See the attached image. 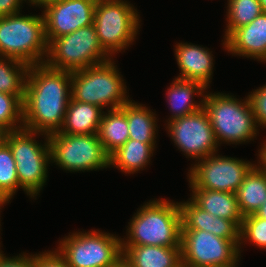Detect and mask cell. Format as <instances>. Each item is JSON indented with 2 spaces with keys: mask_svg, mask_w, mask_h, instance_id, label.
I'll return each instance as SVG.
<instances>
[{
  "mask_svg": "<svg viewBox=\"0 0 266 267\" xmlns=\"http://www.w3.org/2000/svg\"><path fill=\"white\" fill-rule=\"evenodd\" d=\"M71 98V72L45 63L30 65L25 82L23 129L50 135L59 132Z\"/></svg>",
  "mask_w": 266,
  "mask_h": 267,
  "instance_id": "1",
  "label": "cell"
},
{
  "mask_svg": "<svg viewBox=\"0 0 266 267\" xmlns=\"http://www.w3.org/2000/svg\"><path fill=\"white\" fill-rule=\"evenodd\" d=\"M128 222L122 246L181 247L182 216L178 202L156 199L146 202Z\"/></svg>",
  "mask_w": 266,
  "mask_h": 267,
  "instance_id": "2",
  "label": "cell"
},
{
  "mask_svg": "<svg viewBox=\"0 0 266 267\" xmlns=\"http://www.w3.org/2000/svg\"><path fill=\"white\" fill-rule=\"evenodd\" d=\"M234 97L222 92L205 93L203 108L219 146L248 143L260 130L248 95L242 101Z\"/></svg>",
  "mask_w": 266,
  "mask_h": 267,
  "instance_id": "3",
  "label": "cell"
},
{
  "mask_svg": "<svg viewBox=\"0 0 266 267\" xmlns=\"http://www.w3.org/2000/svg\"><path fill=\"white\" fill-rule=\"evenodd\" d=\"M48 52L43 14L0 17V57L42 64Z\"/></svg>",
  "mask_w": 266,
  "mask_h": 267,
  "instance_id": "4",
  "label": "cell"
},
{
  "mask_svg": "<svg viewBox=\"0 0 266 267\" xmlns=\"http://www.w3.org/2000/svg\"><path fill=\"white\" fill-rule=\"evenodd\" d=\"M113 60L71 72V98L107 110L126 104L130 99L125 79Z\"/></svg>",
  "mask_w": 266,
  "mask_h": 267,
  "instance_id": "5",
  "label": "cell"
},
{
  "mask_svg": "<svg viewBox=\"0 0 266 267\" xmlns=\"http://www.w3.org/2000/svg\"><path fill=\"white\" fill-rule=\"evenodd\" d=\"M37 135H44V144L36 141ZM2 139L9 145L16 162L20 189L34 199L48 177L47 167L51 162L48 135L21 129L4 132Z\"/></svg>",
  "mask_w": 266,
  "mask_h": 267,
  "instance_id": "6",
  "label": "cell"
},
{
  "mask_svg": "<svg viewBox=\"0 0 266 267\" xmlns=\"http://www.w3.org/2000/svg\"><path fill=\"white\" fill-rule=\"evenodd\" d=\"M138 13L126 0H97L93 25L102 48L111 57L135 41L141 26Z\"/></svg>",
  "mask_w": 266,
  "mask_h": 267,
  "instance_id": "7",
  "label": "cell"
},
{
  "mask_svg": "<svg viewBox=\"0 0 266 267\" xmlns=\"http://www.w3.org/2000/svg\"><path fill=\"white\" fill-rule=\"evenodd\" d=\"M101 46L94 25L77 29L48 44L45 64L53 69L75 72L112 59Z\"/></svg>",
  "mask_w": 266,
  "mask_h": 267,
  "instance_id": "8",
  "label": "cell"
},
{
  "mask_svg": "<svg viewBox=\"0 0 266 267\" xmlns=\"http://www.w3.org/2000/svg\"><path fill=\"white\" fill-rule=\"evenodd\" d=\"M56 250L69 267H113L122 258L121 237L98 230L69 233Z\"/></svg>",
  "mask_w": 266,
  "mask_h": 267,
  "instance_id": "9",
  "label": "cell"
},
{
  "mask_svg": "<svg viewBox=\"0 0 266 267\" xmlns=\"http://www.w3.org/2000/svg\"><path fill=\"white\" fill-rule=\"evenodd\" d=\"M48 141L51 162L62 170L88 172L110 168V155L97 133L73 135L56 132L48 135Z\"/></svg>",
  "mask_w": 266,
  "mask_h": 267,
  "instance_id": "10",
  "label": "cell"
},
{
  "mask_svg": "<svg viewBox=\"0 0 266 267\" xmlns=\"http://www.w3.org/2000/svg\"><path fill=\"white\" fill-rule=\"evenodd\" d=\"M239 243L204 230L182 229V267L228 266L239 262Z\"/></svg>",
  "mask_w": 266,
  "mask_h": 267,
  "instance_id": "11",
  "label": "cell"
},
{
  "mask_svg": "<svg viewBox=\"0 0 266 267\" xmlns=\"http://www.w3.org/2000/svg\"><path fill=\"white\" fill-rule=\"evenodd\" d=\"M192 165L187 175L191 189L236 193L245 176L256 164L215 153Z\"/></svg>",
  "mask_w": 266,
  "mask_h": 267,
  "instance_id": "12",
  "label": "cell"
},
{
  "mask_svg": "<svg viewBox=\"0 0 266 267\" xmlns=\"http://www.w3.org/2000/svg\"><path fill=\"white\" fill-rule=\"evenodd\" d=\"M165 128L175 147L187 155V158L198 161L218 151L219 145L204 108L168 121Z\"/></svg>",
  "mask_w": 266,
  "mask_h": 267,
  "instance_id": "13",
  "label": "cell"
},
{
  "mask_svg": "<svg viewBox=\"0 0 266 267\" xmlns=\"http://www.w3.org/2000/svg\"><path fill=\"white\" fill-rule=\"evenodd\" d=\"M96 3L97 0H62L43 9L47 43L92 25Z\"/></svg>",
  "mask_w": 266,
  "mask_h": 267,
  "instance_id": "14",
  "label": "cell"
},
{
  "mask_svg": "<svg viewBox=\"0 0 266 267\" xmlns=\"http://www.w3.org/2000/svg\"><path fill=\"white\" fill-rule=\"evenodd\" d=\"M223 47L233 55L266 62V13L250 24L235 29L223 41Z\"/></svg>",
  "mask_w": 266,
  "mask_h": 267,
  "instance_id": "15",
  "label": "cell"
},
{
  "mask_svg": "<svg viewBox=\"0 0 266 267\" xmlns=\"http://www.w3.org/2000/svg\"><path fill=\"white\" fill-rule=\"evenodd\" d=\"M175 59L181 73L175 77L182 80H190L202 83L207 89L211 83L214 59L207 47L197 46L191 43H177L175 46Z\"/></svg>",
  "mask_w": 266,
  "mask_h": 267,
  "instance_id": "16",
  "label": "cell"
},
{
  "mask_svg": "<svg viewBox=\"0 0 266 267\" xmlns=\"http://www.w3.org/2000/svg\"><path fill=\"white\" fill-rule=\"evenodd\" d=\"M182 216V229L204 230L217 237L240 241V227L233 221L214 216L202 210L190 198L179 202Z\"/></svg>",
  "mask_w": 266,
  "mask_h": 267,
  "instance_id": "17",
  "label": "cell"
},
{
  "mask_svg": "<svg viewBox=\"0 0 266 267\" xmlns=\"http://www.w3.org/2000/svg\"><path fill=\"white\" fill-rule=\"evenodd\" d=\"M122 258L131 267H182L181 247L122 246Z\"/></svg>",
  "mask_w": 266,
  "mask_h": 267,
  "instance_id": "18",
  "label": "cell"
},
{
  "mask_svg": "<svg viewBox=\"0 0 266 267\" xmlns=\"http://www.w3.org/2000/svg\"><path fill=\"white\" fill-rule=\"evenodd\" d=\"M170 84L166 100L172 113L167 122L196 113L203 108L207 88L202 83L175 78ZM195 94L202 97L199 103L194 101Z\"/></svg>",
  "mask_w": 266,
  "mask_h": 267,
  "instance_id": "19",
  "label": "cell"
},
{
  "mask_svg": "<svg viewBox=\"0 0 266 267\" xmlns=\"http://www.w3.org/2000/svg\"><path fill=\"white\" fill-rule=\"evenodd\" d=\"M190 199L202 210L214 216L233 220L239 227L243 215L238 206L236 193L209 189H191Z\"/></svg>",
  "mask_w": 266,
  "mask_h": 267,
  "instance_id": "20",
  "label": "cell"
},
{
  "mask_svg": "<svg viewBox=\"0 0 266 267\" xmlns=\"http://www.w3.org/2000/svg\"><path fill=\"white\" fill-rule=\"evenodd\" d=\"M104 109L70 98L59 133L87 135L98 133Z\"/></svg>",
  "mask_w": 266,
  "mask_h": 267,
  "instance_id": "21",
  "label": "cell"
},
{
  "mask_svg": "<svg viewBox=\"0 0 266 267\" xmlns=\"http://www.w3.org/2000/svg\"><path fill=\"white\" fill-rule=\"evenodd\" d=\"M127 116L129 139L146 144H156L157 117L148 107L129 100L120 108Z\"/></svg>",
  "mask_w": 266,
  "mask_h": 267,
  "instance_id": "22",
  "label": "cell"
},
{
  "mask_svg": "<svg viewBox=\"0 0 266 267\" xmlns=\"http://www.w3.org/2000/svg\"><path fill=\"white\" fill-rule=\"evenodd\" d=\"M155 147V144L128 139L124 145L110 155V166L112 168L115 166L125 174L138 173L151 162Z\"/></svg>",
  "mask_w": 266,
  "mask_h": 267,
  "instance_id": "23",
  "label": "cell"
},
{
  "mask_svg": "<svg viewBox=\"0 0 266 267\" xmlns=\"http://www.w3.org/2000/svg\"><path fill=\"white\" fill-rule=\"evenodd\" d=\"M236 195L243 217L256 213L266 201V173L255 165L245 176Z\"/></svg>",
  "mask_w": 266,
  "mask_h": 267,
  "instance_id": "24",
  "label": "cell"
},
{
  "mask_svg": "<svg viewBox=\"0 0 266 267\" xmlns=\"http://www.w3.org/2000/svg\"><path fill=\"white\" fill-rule=\"evenodd\" d=\"M97 134L104 149L111 155L129 139L126 114L121 109L104 112Z\"/></svg>",
  "mask_w": 266,
  "mask_h": 267,
  "instance_id": "25",
  "label": "cell"
},
{
  "mask_svg": "<svg viewBox=\"0 0 266 267\" xmlns=\"http://www.w3.org/2000/svg\"><path fill=\"white\" fill-rule=\"evenodd\" d=\"M28 68L20 60L0 57V92L24 95Z\"/></svg>",
  "mask_w": 266,
  "mask_h": 267,
  "instance_id": "26",
  "label": "cell"
},
{
  "mask_svg": "<svg viewBox=\"0 0 266 267\" xmlns=\"http://www.w3.org/2000/svg\"><path fill=\"white\" fill-rule=\"evenodd\" d=\"M225 39L237 28L250 24L263 13L259 0H227Z\"/></svg>",
  "mask_w": 266,
  "mask_h": 267,
  "instance_id": "27",
  "label": "cell"
},
{
  "mask_svg": "<svg viewBox=\"0 0 266 267\" xmlns=\"http://www.w3.org/2000/svg\"><path fill=\"white\" fill-rule=\"evenodd\" d=\"M23 99L24 95L0 92V130L3 133L23 129Z\"/></svg>",
  "mask_w": 266,
  "mask_h": 267,
  "instance_id": "28",
  "label": "cell"
},
{
  "mask_svg": "<svg viewBox=\"0 0 266 267\" xmlns=\"http://www.w3.org/2000/svg\"><path fill=\"white\" fill-rule=\"evenodd\" d=\"M20 188L16 162L9 145L0 140V192L10 201Z\"/></svg>",
  "mask_w": 266,
  "mask_h": 267,
  "instance_id": "29",
  "label": "cell"
},
{
  "mask_svg": "<svg viewBox=\"0 0 266 267\" xmlns=\"http://www.w3.org/2000/svg\"><path fill=\"white\" fill-rule=\"evenodd\" d=\"M252 245L266 249V219L257 217L255 214L245 216L240 227L239 254L241 246L246 241ZM244 241V242H243ZM242 244V245H241Z\"/></svg>",
  "mask_w": 266,
  "mask_h": 267,
  "instance_id": "30",
  "label": "cell"
},
{
  "mask_svg": "<svg viewBox=\"0 0 266 267\" xmlns=\"http://www.w3.org/2000/svg\"><path fill=\"white\" fill-rule=\"evenodd\" d=\"M252 109L255 114L256 122L261 128H266V84L259 89H255L248 95Z\"/></svg>",
  "mask_w": 266,
  "mask_h": 267,
  "instance_id": "31",
  "label": "cell"
},
{
  "mask_svg": "<svg viewBox=\"0 0 266 267\" xmlns=\"http://www.w3.org/2000/svg\"><path fill=\"white\" fill-rule=\"evenodd\" d=\"M34 267H69L67 261L55 250L35 254Z\"/></svg>",
  "mask_w": 266,
  "mask_h": 267,
  "instance_id": "32",
  "label": "cell"
},
{
  "mask_svg": "<svg viewBox=\"0 0 266 267\" xmlns=\"http://www.w3.org/2000/svg\"><path fill=\"white\" fill-rule=\"evenodd\" d=\"M27 254V255H26ZM35 254L22 253L8 257L4 254L0 258V267H34Z\"/></svg>",
  "mask_w": 266,
  "mask_h": 267,
  "instance_id": "33",
  "label": "cell"
},
{
  "mask_svg": "<svg viewBox=\"0 0 266 267\" xmlns=\"http://www.w3.org/2000/svg\"><path fill=\"white\" fill-rule=\"evenodd\" d=\"M26 0H0V17L20 13Z\"/></svg>",
  "mask_w": 266,
  "mask_h": 267,
  "instance_id": "34",
  "label": "cell"
},
{
  "mask_svg": "<svg viewBox=\"0 0 266 267\" xmlns=\"http://www.w3.org/2000/svg\"><path fill=\"white\" fill-rule=\"evenodd\" d=\"M258 153L259 162H257L258 164L256 166L266 173V141L263 142Z\"/></svg>",
  "mask_w": 266,
  "mask_h": 267,
  "instance_id": "35",
  "label": "cell"
},
{
  "mask_svg": "<svg viewBox=\"0 0 266 267\" xmlns=\"http://www.w3.org/2000/svg\"><path fill=\"white\" fill-rule=\"evenodd\" d=\"M60 1L62 0H27V2L30 3V6H38L39 8L41 7L43 9Z\"/></svg>",
  "mask_w": 266,
  "mask_h": 267,
  "instance_id": "36",
  "label": "cell"
},
{
  "mask_svg": "<svg viewBox=\"0 0 266 267\" xmlns=\"http://www.w3.org/2000/svg\"><path fill=\"white\" fill-rule=\"evenodd\" d=\"M254 214L257 217L266 219V201L261 205V207Z\"/></svg>",
  "mask_w": 266,
  "mask_h": 267,
  "instance_id": "37",
  "label": "cell"
},
{
  "mask_svg": "<svg viewBox=\"0 0 266 267\" xmlns=\"http://www.w3.org/2000/svg\"><path fill=\"white\" fill-rule=\"evenodd\" d=\"M113 267H131L123 258H121Z\"/></svg>",
  "mask_w": 266,
  "mask_h": 267,
  "instance_id": "38",
  "label": "cell"
},
{
  "mask_svg": "<svg viewBox=\"0 0 266 267\" xmlns=\"http://www.w3.org/2000/svg\"><path fill=\"white\" fill-rule=\"evenodd\" d=\"M9 203V201L3 196V194L0 192V209L2 210V206ZM1 212V211H0Z\"/></svg>",
  "mask_w": 266,
  "mask_h": 267,
  "instance_id": "39",
  "label": "cell"
},
{
  "mask_svg": "<svg viewBox=\"0 0 266 267\" xmlns=\"http://www.w3.org/2000/svg\"><path fill=\"white\" fill-rule=\"evenodd\" d=\"M263 13H266V0H259Z\"/></svg>",
  "mask_w": 266,
  "mask_h": 267,
  "instance_id": "40",
  "label": "cell"
},
{
  "mask_svg": "<svg viewBox=\"0 0 266 267\" xmlns=\"http://www.w3.org/2000/svg\"><path fill=\"white\" fill-rule=\"evenodd\" d=\"M238 262L236 264L228 265V266H214V267H238Z\"/></svg>",
  "mask_w": 266,
  "mask_h": 267,
  "instance_id": "41",
  "label": "cell"
},
{
  "mask_svg": "<svg viewBox=\"0 0 266 267\" xmlns=\"http://www.w3.org/2000/svg\"><path fill=\"white\" fill-rule=\"evenodd\" d=\"M3 138V132L0 130V140Z\"/></svg>",
  "mask_w": 266,
  "mask_h": 267,
  "instance_id": "42",
  "label": "cell"
},
{
  "mask_svg": "<svg viewBox=\"0 0 266 267\" xmlns=\"http://www.w3.org/2000/svg\"><path fill=\"white\" fill-rule=\"evenodd\" d=\"M1 244V243H0ZM0 247H1V245H0ZM3 251L0 249V258H1V256L3 255V253H2Z\"/></svg>",
  "mask_w": 266,
  "mask_h": 267,
  "instance_id": "43",
  "label": "cell"
}]
</instances>
